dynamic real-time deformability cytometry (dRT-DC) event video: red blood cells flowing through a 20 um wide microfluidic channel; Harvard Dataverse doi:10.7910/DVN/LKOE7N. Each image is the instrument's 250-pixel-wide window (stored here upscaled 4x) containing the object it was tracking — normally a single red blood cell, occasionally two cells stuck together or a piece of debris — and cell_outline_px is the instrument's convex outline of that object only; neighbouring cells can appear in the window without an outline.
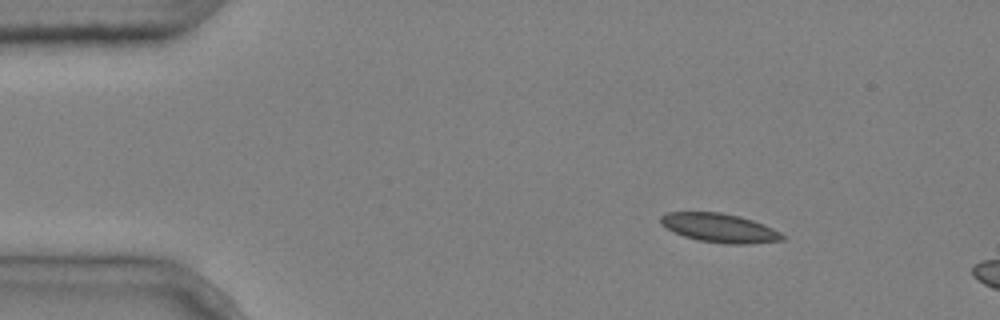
{"species": "common noctule bat (a hibernating species)", "species_latin": "Nyctalus noctula", "temperature_condition": "cold", "stored_images_in_passage": 4, "camera_frame_rate_fps": 3000, "um_per_image_px": 0.085, "animal": {"sex": "male", "body_mass_g": 20.4}, "frame": {"image": 1, "passage_image": 2, "time_ms": 0.333, "image_size_px": [1000, 320], "cell_outline_px": [[784, 240], [752, 244], [724, 244], [696, 240], [684, 236], [660, 224], [660, 216], [668, 212], [720, 212], [740, 216], [764, 224], [780, 232], [784, 236]], "centroid_in_image_um": [61.18, 19.38], "position_along_channel_um": 23.8, "area_um2": 20.58}}